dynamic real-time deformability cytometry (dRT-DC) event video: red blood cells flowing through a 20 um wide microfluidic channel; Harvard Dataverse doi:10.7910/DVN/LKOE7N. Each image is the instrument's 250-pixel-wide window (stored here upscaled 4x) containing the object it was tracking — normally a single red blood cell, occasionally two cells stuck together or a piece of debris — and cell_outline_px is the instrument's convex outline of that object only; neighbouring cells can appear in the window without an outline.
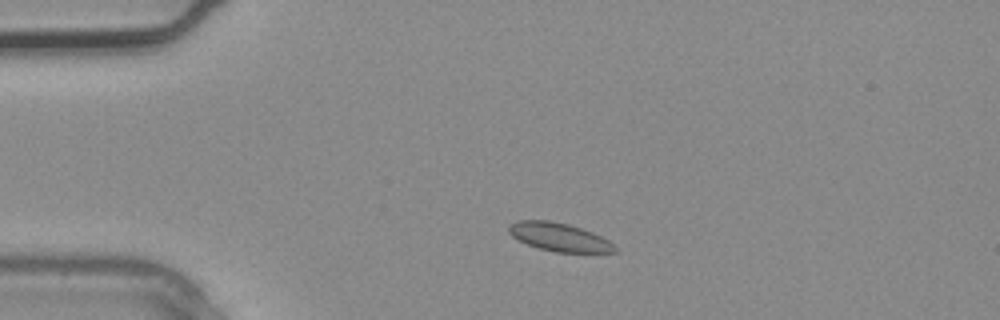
{"species": "common noctule bat (a hibernating species)", "species_latin": "Nyctalus noctula", "temperature_condition": "warm", "stored_images_in_passage": 2, "camera_frame_rate_fps": 3000, "um_per_image_px": 0.085, "animal": {"sex": "male", "body_mass_g": 20.4}, "frame": {"image": 1, "passage_image": 2, "time_ms": 0.333, "image_size_px": [1000, 320], "cell_outline_px": [[616, 252], [556, 252], [540, 248], [528, 244], [512, 236], [508, 232], [508, 228], [516, 220], [548, 220], [568, 224], [592, 232], [608, 240], [616, 248]], "centroid_in_image_um": [47.51, 20.14], "position_along_channel_um": 37.5, "area_um2": 17.17}}